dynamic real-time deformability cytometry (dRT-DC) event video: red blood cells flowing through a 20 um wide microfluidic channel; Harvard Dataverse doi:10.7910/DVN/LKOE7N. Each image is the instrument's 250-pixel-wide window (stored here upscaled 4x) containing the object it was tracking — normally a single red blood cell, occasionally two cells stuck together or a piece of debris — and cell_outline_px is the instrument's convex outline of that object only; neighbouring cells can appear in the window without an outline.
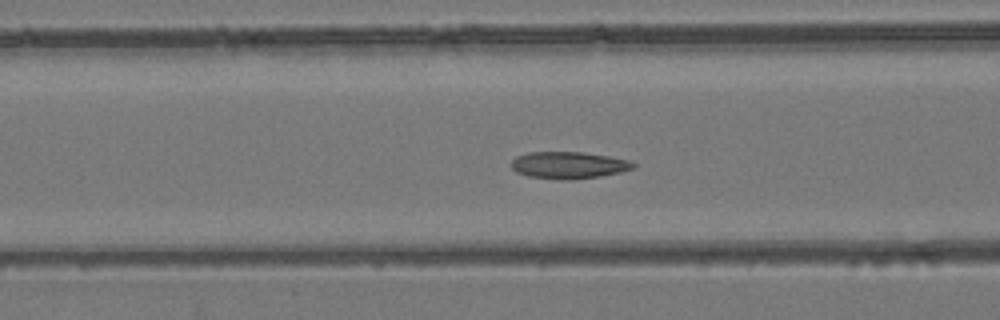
{"species": "common noctule bat (a hibernating species)", "species_latin": "Nyctalus noctula", "temperature_condition": "room temperature", "stored_images_in_passage": 50, "camera_frame_rate_fps": 3000, "um_per_image_px": 0.085, "animal": {"sex": "female", "body_mass_g": 24.6, "forearm_length_mm": 56.2}, "frame": {"image": 1, "passage_image": 17, "time_ms": 5.333, "image_size_px": [1000, 320], "cell_outline_px": [[636, 168], [620, 172], [600, 176], [572, 180], [560, 180], [528, 176], [516, 172], [512, 168], [512, 160], [516, 156], [528, 152], [584, 152], [608, 156], [628, 160], [636, 164]], "centroid_in_image_um": [48.34, 14.04], "position_along_channel_um": 118.3, "area_um2": 19.25}}
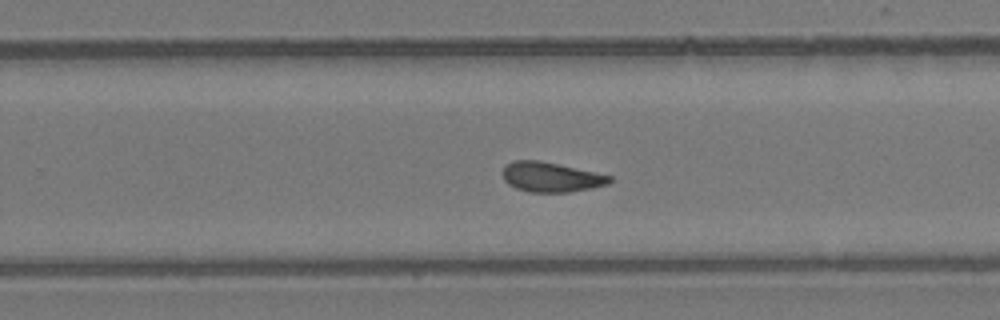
{"frame": {"image": 2, "passage_image": 30, "time_ms": 9.667, "image_size_px": [1000, 320], "cell_outline_px": [[612, 180], [608, 184], [592, 188], [568, 192], [528, 192], [516, 188], [508, 184], [504, 180], [504, 168], [512, 160], [540, 160], [612, 176]], "centroid_in_image_um": [46.84, 15.05], "position_along_channel_um": 283.0, "area_um2": 18.44}}
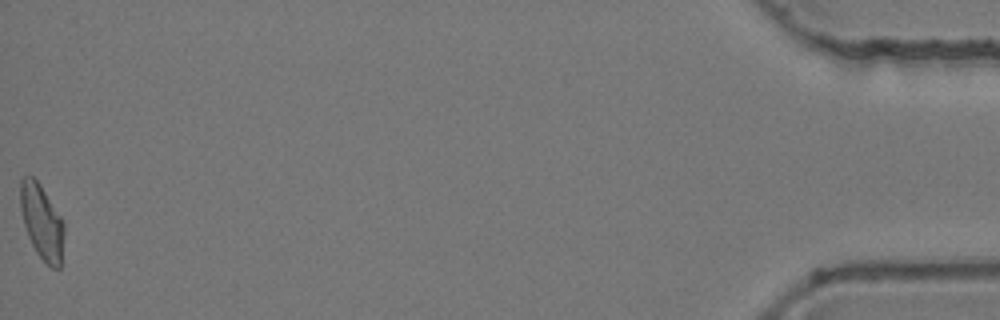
{"frame": {"image": 3, "passage_image": 50, "time_ms": 16.333, "image_size_px": [1000, 320], "cell_outline_px": [[64, 232], [60, 268], [52, 268], [36, 252], [28, 236], [24, 224], [20, 208], [20, 180], [24, 176], [32, 176], [40, 184], [60, 216], [64, 224]], "centroid_in_image_um": [3.54, 18.84], "position_along_channel_um": 431.7, "area_um2": 18.79}, "authors_computed_cell_mechanics": {"area_um2": 18.785, "velocity_mm_per_s": 3.8127, "shape_relaxation_time_tau1_ms": null, "shape_relaxation_time_tau2_ms": 1.9536, "deformation_change_tau1": null, "deformation_change_tau2": 0.0864}}